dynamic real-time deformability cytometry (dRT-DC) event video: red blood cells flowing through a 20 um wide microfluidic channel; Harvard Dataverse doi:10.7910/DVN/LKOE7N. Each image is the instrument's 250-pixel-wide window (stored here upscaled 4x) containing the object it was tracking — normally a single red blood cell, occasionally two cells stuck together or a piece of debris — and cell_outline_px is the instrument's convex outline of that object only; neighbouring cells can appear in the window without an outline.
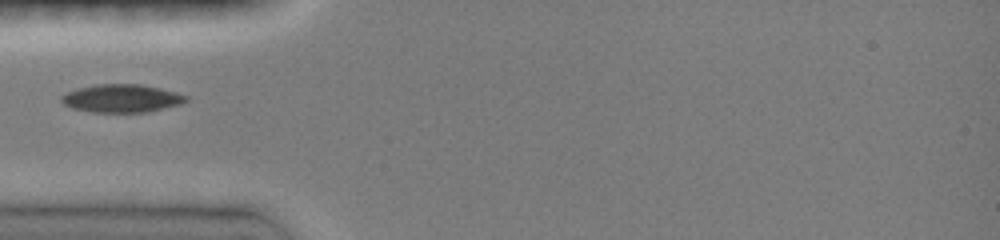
{"species": "common noctule bat (a hibernating species)", "species_latin": "Nyctalus noctula", "temperature_condition": "room temperature", "stored_images_in_passage": 19, "camera_frame_rate_fps": 3000, "um_per_image_px": 0.085, "animal": {"sex": "female", "body_mass_g": 19.0, "forearm_length_mm": 51.5}, "frame": {"image": 1, "passage_image": 1, "time_ms": 0.0, "image_size_px": [1000, 240], "cell_outline_px": [[188, 100], [180, 104], [148, 112], [92, 112], [72, 108], [64, 104], [60, 100], [60, 96], [68, 92], [80, 88], [96, 84], [140, 84], [160, 88], [176, 92], [188, 96]], "centroid_in_image_um": [10.35, 8.36], "position_along_channel_um": 74.7, "area_um2": 20.29}}
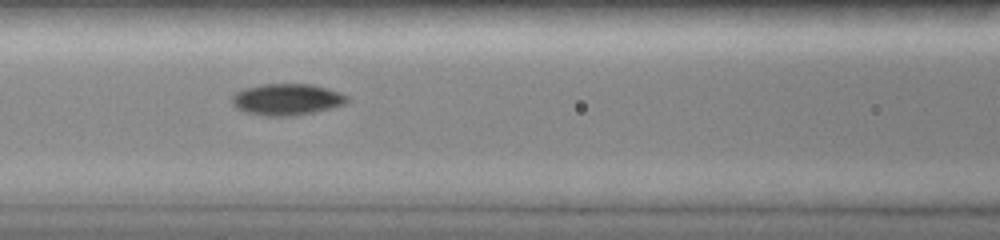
{"frame": {"image": 2, "passage_image": 12, "time_ms": 1.667, "image_size_px": [1000, 240], "cell_outline_px": [[348, 100], [344, 104], [332, 108], [296, 116], [264, 116], [244, 112], [236, 108], [232, 104], [232, 96], [236, 92], [244, 88], [264, 84], [312, 84], [348, 96]], "centroid_in_image_um": [24.34, 8.47], "position_along_channel_um": 142.3, "area_um2": 21.1}}